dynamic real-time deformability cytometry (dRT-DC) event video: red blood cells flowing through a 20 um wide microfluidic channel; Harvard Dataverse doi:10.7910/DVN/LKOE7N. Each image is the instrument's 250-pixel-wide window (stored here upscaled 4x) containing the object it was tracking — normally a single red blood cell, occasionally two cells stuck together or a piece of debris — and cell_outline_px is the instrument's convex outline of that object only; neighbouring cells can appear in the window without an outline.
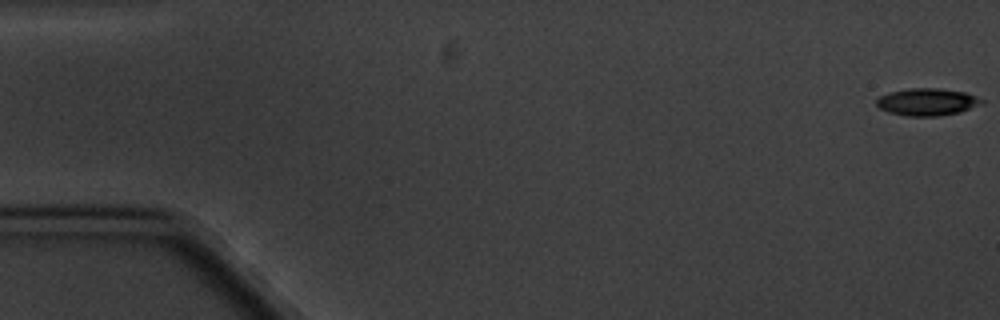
{"species": "common noctule bat (a hibernating species)", "species_latin": "Nyctalus noctula", "temperature_condition": "cold", "stored_images_in_passage": 5, "segment_of_instrument_passage": [1, 2], "camera_frame_rate_fps": 3000, "um_per_image_px": 0.085, "animal": {"sex": "male", "body_mass_g": 20.1, "forearm_length_mm": 53.5}, "frame": {"image": 1, "passage_image": 1, "time_ms": 0.0, "image_size_px": [1000, 320], "cell_outline_px": [[984, 104], [960, 112], [936, 116], [908, 116], [888, 112], [880, 108], [876, 104], [876, 100], [880, 96], [892, 92], [912, 88], [936, 88], [964, 92], [976, 96], [984, 100]], "centroid_in_image_um": [78.84, 8.67], "position_along_channel_um": 6.2, "area_um2": 16.59}}
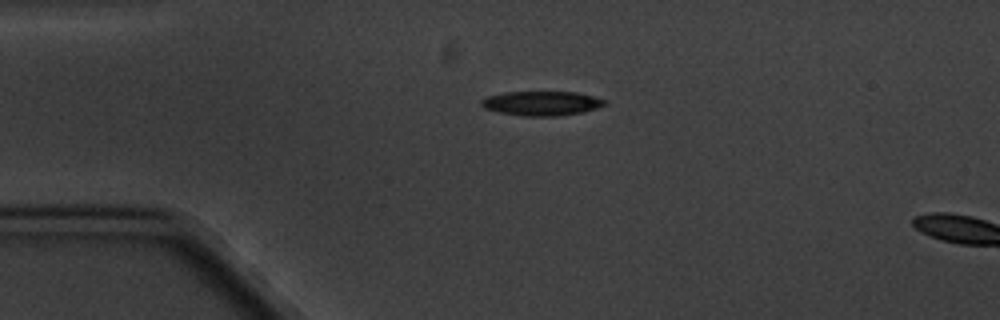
{"frame": {"image": 2, "passage_image": 4, "time_ms": 4.333, "image_size_px": [1000, 320], "cell_outline_px": [[608, 104], [584, 112], [560, 116], [520, 116], [500, 112], [484, 108], [480, 104], [480, 100], [488, 96], [504, 92], [576, 92], [592, 96], [604, 100]], "centroid_in_image_um": [46.03, 8.79], "position_along_channel_um": 39.0, "area_um2": 17.57}}